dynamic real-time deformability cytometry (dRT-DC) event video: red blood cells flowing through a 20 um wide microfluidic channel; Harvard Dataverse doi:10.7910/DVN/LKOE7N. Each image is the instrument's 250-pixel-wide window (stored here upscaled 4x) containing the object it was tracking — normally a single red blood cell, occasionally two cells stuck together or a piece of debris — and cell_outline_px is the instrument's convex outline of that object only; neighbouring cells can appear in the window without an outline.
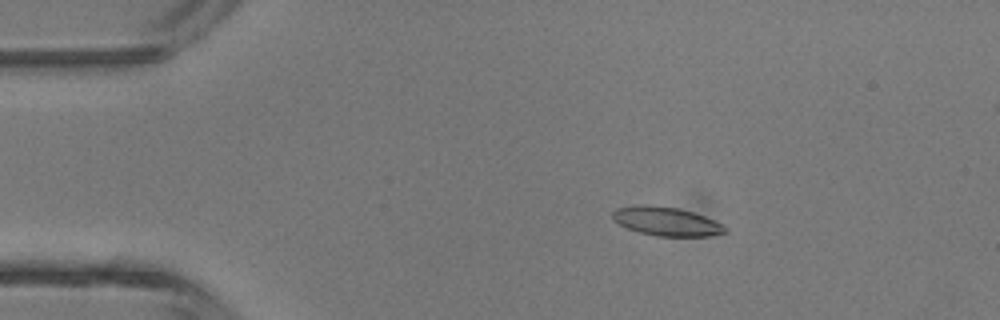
{"species": "common noctule bat (a hibernating species)", "species_latin": "Nyctalus noctula", "temperature_condition": "room temperature", "stored_images_in_passage": 40, "camera_frame_rate_fps": 3000, "um_per_image_px": 0.085, "animal": {"sex": "male", "body_mass_g": 13.3}, "frame": {"image": 1, "passage_image": 2, "time_ms": 0.333, "image_size_px": [1000, 320], "cell_outline_px": [[728, 232], [708, 236], [656, 236], [640, 232], [628, 228], [620, 224], [612, 216], [612, 212], [616, 208], [636, 204], [648, 204], [680, 208], [704, 216], [728, 228]], "centroid_in_image_um": [56.63, 18.8], "position_along_channel_um": 28.4, "area_um2": 18.84}}
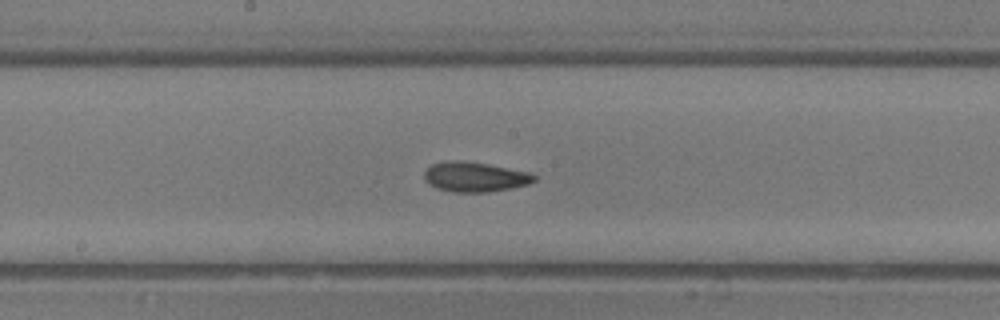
{"frame": {"image": 2, "passage_image": 18, "time_ms": 5.667, "image_size_px": [1000, 320], "cell_outline_px": [[536, 180], [528, 184], [512, 188], [488, 192], [452, 192], [436, 188], [428, 184], [424, 180], [424, 172], [432, 164], [448, 160], [460, 160], [488, 164], [532, 172], [536, 176]], "centroid_in_image_um": [40.37, 15.03], "position_along_channel_um": 207.8, "area_um2": 19.36}}
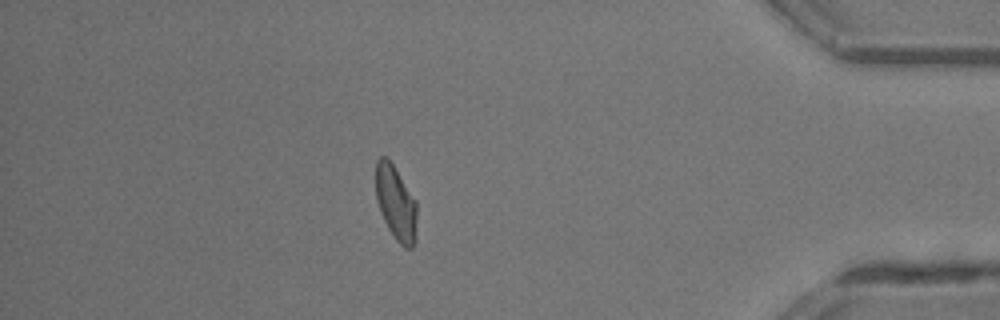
{"frame": {"image": 3, "passage_image": 34, "time_ms": 11.0, "image_size_px": [1000, 320], "cell_outline_px": [[416, 240], [412, 248], [404, 248], [396, 240], [388, 228], [380, 212], [376, 200], [376, 160], [380, 156], [384, 156], [392, 164], [416, 200]], "centroid_in_image_um": [33.65, 17.29], "position_along_channel_um": 401.6, "area_um2": 17.8}, "authors_computed_cell_mechanics": {"area_um2": 18.5827, "velocity_mm_per_s": 4.4626, "shape_relaxation_time_tau1_ms": 3.2232, "shape_relaxation_time_tau2_ms": 2.7915, "deformation_change_tau1": 0.1328, "deformation_change_tau2": 0.0923}}